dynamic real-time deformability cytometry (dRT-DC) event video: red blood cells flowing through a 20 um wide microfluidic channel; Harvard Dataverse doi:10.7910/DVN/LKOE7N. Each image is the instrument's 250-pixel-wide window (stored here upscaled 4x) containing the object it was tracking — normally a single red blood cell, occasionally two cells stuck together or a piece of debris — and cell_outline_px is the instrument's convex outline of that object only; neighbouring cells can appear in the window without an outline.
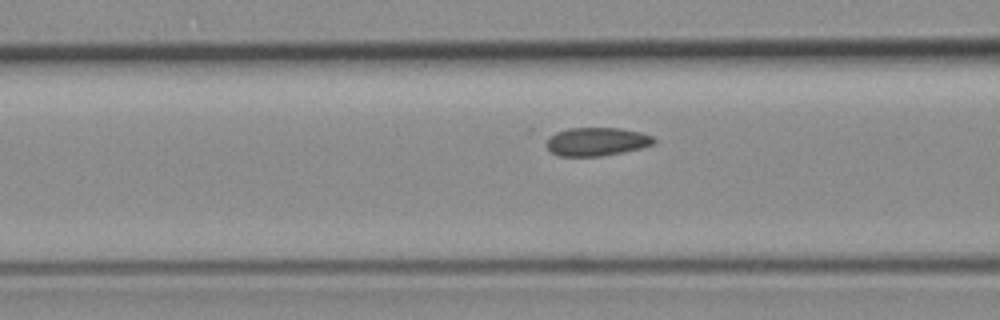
{"species": "common noctule bat (a hibernating species)", "species_latin": "Nyctalus noctula", "temperature_condition": "room temperature", "stored_images_in_passage": 36, "camera_frame_rate_fps": 3000, "um_per_image_px": 0.085, "animal": {"sex": "female", "body_mass_g": 19.3, "forearm_length_mm": 54.1}, "frame": {"image": 1, "passage_image": 18, "time_ms": 5.667, "image_size_px": [1000, 320], "cell_outline_px": [[656, 140], [652, 144], [640, 148], [600, 156], [560, 156], [552, 152], [548, 148], [548, 136], [556, 132], [568, 128], [620, 128], [640, 132], [652, 136]], "centroid_in_image_um": [50.7, 12.03], "position_along_channel_um": 115.9, "area_um2": 17.51}}
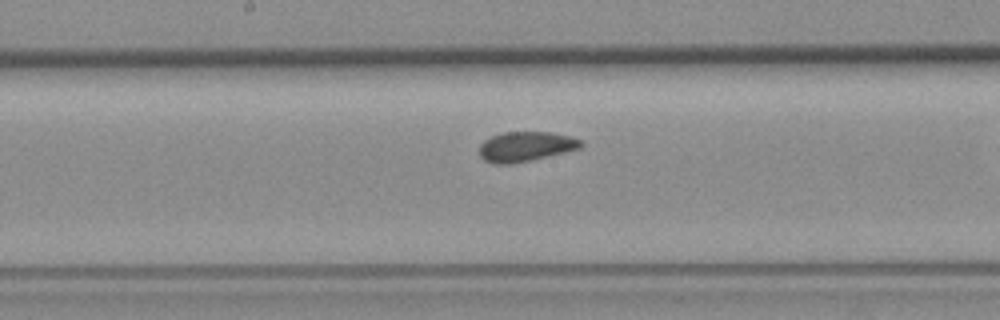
{"frame": {"image": 2, "passage_image": 25, "time_ms": 8.0, "image_size_px": [1000, 320], "cell_outline_px": [[584, 144], [580, 148], [564, 152], [512, 164], [492, 164], [484, 160], [480, 156], [480, 144], [484, 140], [492, 136], [504, 132], [552, 132], [572, 136], [580, 140]], "centroid_in_image_um": [44.67, 12.45], "position_along_channel_um": 203.5, "area_um2": 17.63}}
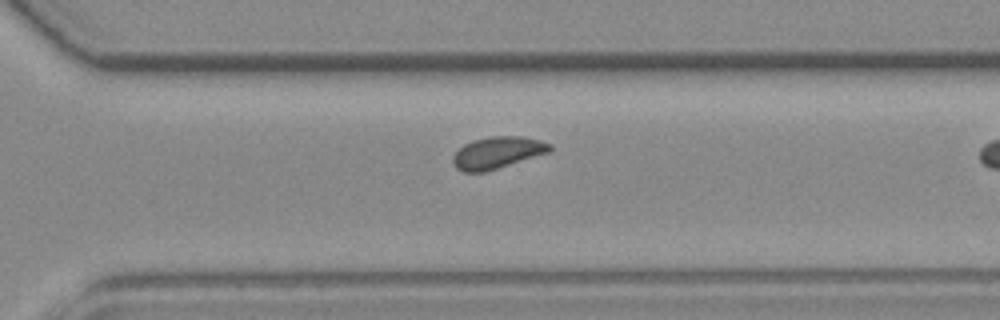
{"frame": {"image": 3, "passage_image": 35, "time_ms": 11.333, "image_size_px": [1000, 320], "cell_outline_px": [[552, 148], [548, 152], [484, 172], [464, 172], [456, 168], [452, 160], [452, 156], [464, 144], [472, 140], [488, 136], [520, 136], [540, 140], [552, 144]], "centroid_in_image_um": [42.25, 12.96], "position_along_channel_um": 328.4, "area_um2": 17.8}}